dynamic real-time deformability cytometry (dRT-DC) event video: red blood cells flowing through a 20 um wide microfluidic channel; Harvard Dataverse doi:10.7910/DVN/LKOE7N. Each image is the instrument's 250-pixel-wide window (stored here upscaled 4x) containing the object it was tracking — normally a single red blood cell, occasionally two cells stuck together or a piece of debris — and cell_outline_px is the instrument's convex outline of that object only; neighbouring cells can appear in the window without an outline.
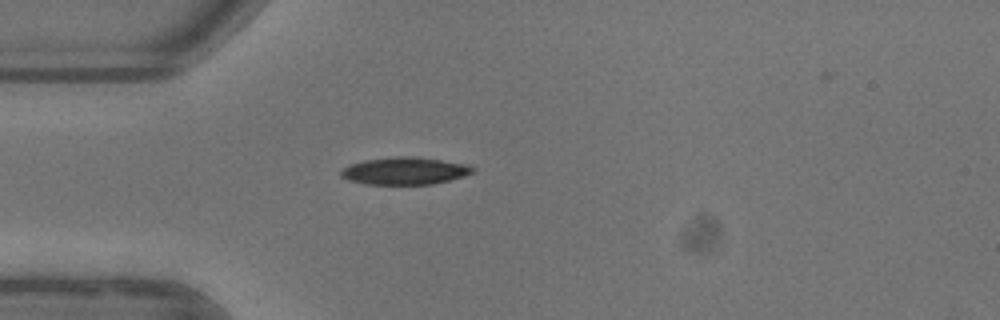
{"species": "common noctule bat (a hibernating species)", "species_latin": "Nyctalus noctula", "temperature_condition": "warm", "stored_images_in_passage": 9, "camera_frame_rate_fps": 3000, "um_per_image_px": 0.085, "animal": {"sex": "female"}, "frame": {"image": 1, "passage_image": 1, "time_ms": 0.0, "image_size_px": [1000, 320], "cell_outline_px": [[472, 172], [464, 176], [432, 184], [364, 184], [348, 180], [340, 176], [340, 172], [344, 168], [352, 164], [364, 160], [396, 156], [416, 156], [464, 164], [472, 168]], "centroid_in_image_um": [34.34, 14.52], "position_along_channel_um": 50.7, "area_um2": 20.69}}
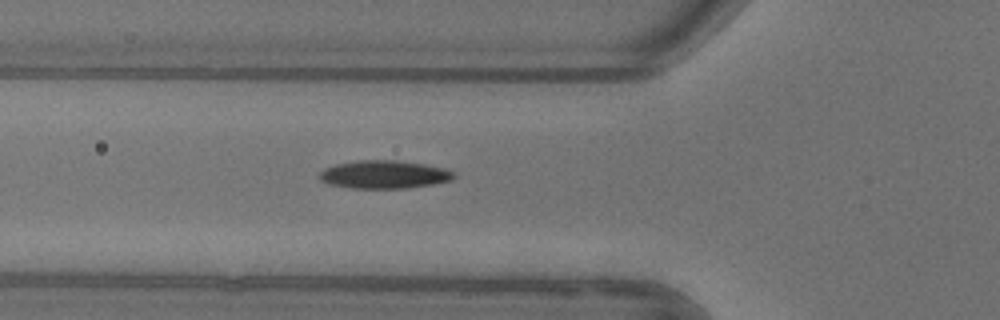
{"frame": {"image": 2, "passage_image": 5, "time_ms": 1.333, "image_size_px": [1000, 320], "cell_outline_px": [[456, 176], [452, 180], [432, 184], [404, 188], [352, 188], [328, 184], [320, 180], [320, 172], [324, 168], [336, 164], [356, 160], [396, 160], [424, 164], [444, 168], [456, 172]], "centroid_in_image_um": [32.66, 14.82], "position_along_channel_um": 93.1, "area_um2": 22.02}}
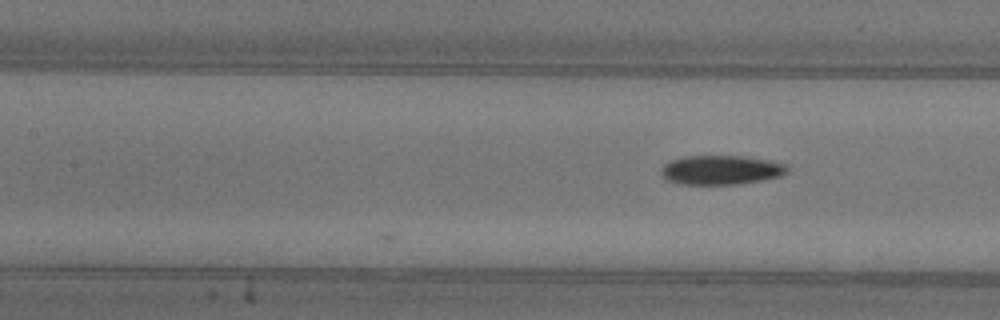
{"frame": {"image": 3, "passage_image": 9, "time_ms": 2.667, "image_size_px": [1000, 320], "cell_outline_px": [[788, 172], [780, 176], [760, 180], [736, 184], [680, 184], [668, 180], [660, 172], [664, 164], [672, 160], [684, 156], [744, 156], [768, 160], [784, 164], [788, 168]], "centroid_in_image_um": [61.28, 14.44], "position_along_channel_um": 146.1, "area_um2": 21.27}}